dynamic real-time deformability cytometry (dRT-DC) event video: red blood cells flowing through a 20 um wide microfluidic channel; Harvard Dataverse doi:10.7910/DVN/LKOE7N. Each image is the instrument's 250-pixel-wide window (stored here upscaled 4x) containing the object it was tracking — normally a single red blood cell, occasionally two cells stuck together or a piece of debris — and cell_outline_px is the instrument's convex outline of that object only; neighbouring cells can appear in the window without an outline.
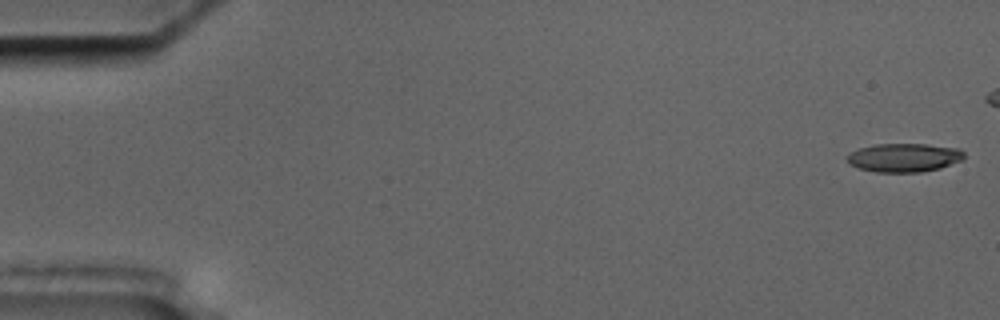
{"species": "common noctule bat (a hibernating species)", "species_latin": "Nyctalus noctula", "temperature_condition": "cold", "stored_images_in_passage": 50, "camera_frame_rate_fps": 3000, "um_per_image_px": 0.085, "animal": {"sex": "male", "body_mass_g": 17.5, "forearm_length_mm": 52.3}, "frame": {"image": 1, "passage_image": 1, "time_ms": 0.0, "image_size_px": [1000, 320], "cell_outline_px": [[964, 160], [940, 168], [920, 172], [876, 172], [856, 168], [848, 164], [844, 156], [860, 148], [876, 144], [924, 144], [960, 148], [964, 152]], "centroid_in_image_um": [76.83, 13.4], "position_along_channel_um": 8.2, "area_um2": 19.77}}
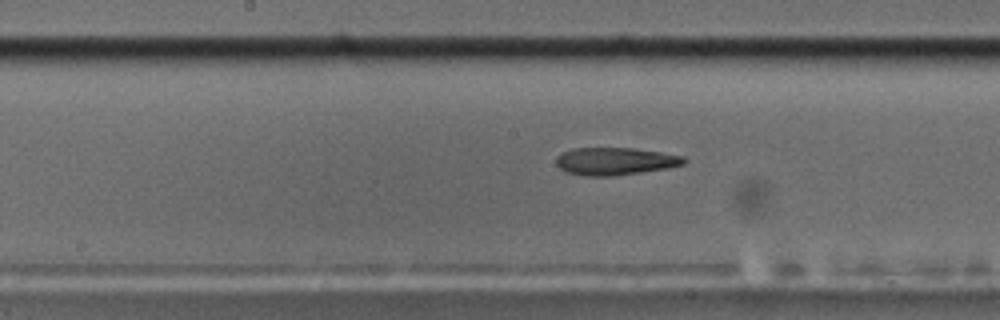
{"frame": {"image": 2, "passage_image": 29, "time_ms": 9.333, "image_size_px": [1000, 320], "cell_outline_px": [[688, 160], [684, 164], [668, 168], [612, 176], [584, 176], [568, 172], [560, 168], [556, 164], [556, 156], [560, 152], [572, 148], [632, 148], [660, 152], [684, 156]], "centroid_in_image_um": [52.27, 13.7], "position_along_channel_um": 195.9, "area_um2": 20.58}}
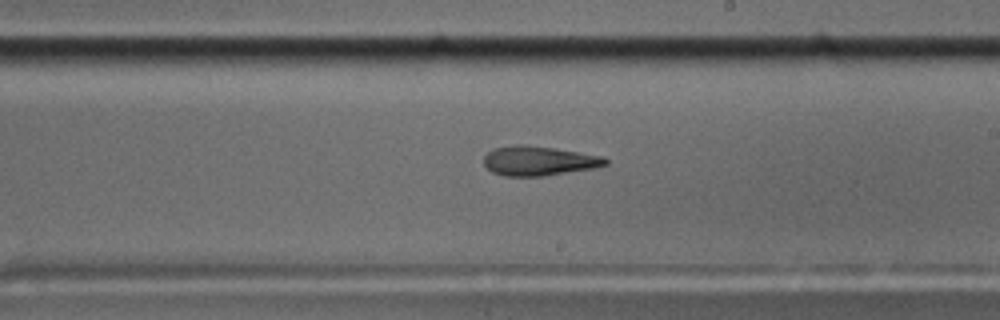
{"frame": {"image": 3, "passage_image": 33, "time_ms": 10.667, "image_size_px": [1000, 320], "cell_outline_px": [[608, 164], [592, 168], [544, 176], [504, 176], [492, 172], [484, 164], [484, 156], [492, 148], [516, 144], [524, 144], [556, 148], [604, 156], [608, 160]], "centroid_in_image_um": [45.78, 13.66], "position_along_channel_um": 243.2, "area_um2": 21.04}, "authors_computed_cell_mechanics": {"area_um2": 20.9236, "velocity_mm_per_s": 3.5659, "shape_relaxation_time_tau1_ms": null, "shape_relaxation_time_tau2_ms": 8.367, "deformation_change_tau1": null, "deformation_change_tau2": 0.2228}}